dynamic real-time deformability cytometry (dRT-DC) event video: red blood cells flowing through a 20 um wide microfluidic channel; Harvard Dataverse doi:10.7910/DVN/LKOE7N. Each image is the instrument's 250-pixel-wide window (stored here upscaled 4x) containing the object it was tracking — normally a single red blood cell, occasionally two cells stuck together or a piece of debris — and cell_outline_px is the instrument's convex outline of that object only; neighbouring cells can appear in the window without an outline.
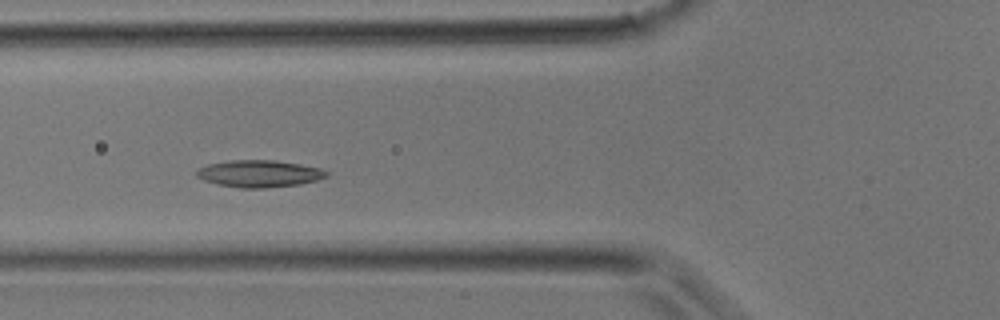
{"species": "common noctule bat (a hibernating species)", "species_latin": "Nyctalus noctula", "temperature_condition": "room temperature", "stored_images_in_passage": 34, "camera_frame_rate_fps": 3000, "um_per_image_px": 0.085, "animal": {"sex": "male", "body_mass_g": 17.9}, "frame": {"image": 1, "passage_image": 11, "time_ms": 3.333, "image_size_px": [1000, 320], "cell_outline_px": [[328, 176], [316, 180], [300, 184], [264, 188], [240, 188], [216, 184], [204, 180], [196, 176], [196, 172], [200, 168], [208, 164], [228, 160], [272, 160], [300, 164], [320, 168], [328, 172]], "centroid_in_image_um": [22.02, 14.76], "position_along_channel_um": 103.8, "area_um2": 20.4}}
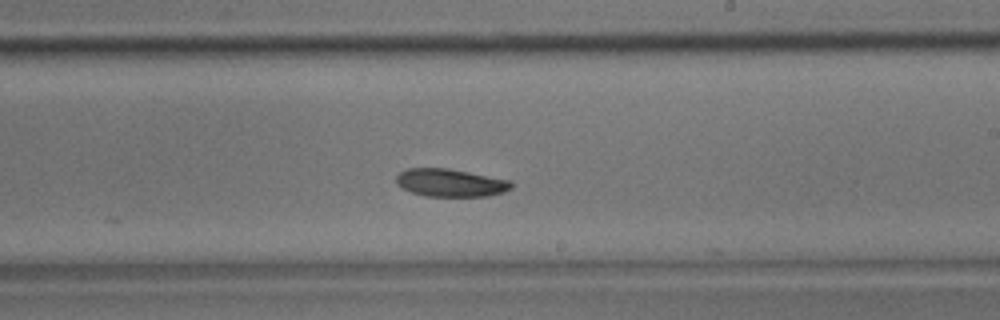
{"frame": {"image": 2, "passage_image": 19, "time_ms": 6.0, "image_size_px": [1000, 320], "cell_outline_px": [[512, 188], [504, 192], [488, 196], [424, 196], [412, 192], [396, 184], [396, 176], [400, 172], [408, 168], [448, 168], [512, 180]], "centroid_in_image_um": [38.31, 15.53], "position_along_channel_um": 250.7, "area_um2": 18.73}}
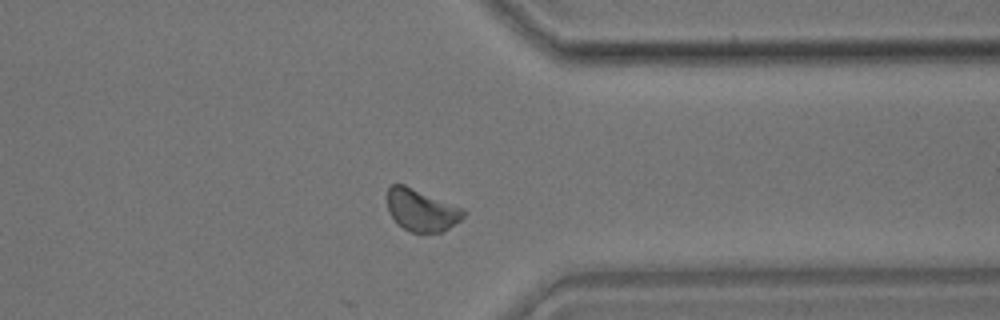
{"frame": {"image": 3, "passage_image": 26, "time_ms": 8.333, "image_size_px": [1000, 320], "cell_outline_px": [[468, 212], [460, 220], [444, 232], [412, 232], [396, 224], [388, 212], [388, 188], [392, 184], [404, 184], [464, 208]], "centroid_in_image_um": [35.84, 17.86], "position_along_channel_um": 375.6, "area_um2": 18.84}}